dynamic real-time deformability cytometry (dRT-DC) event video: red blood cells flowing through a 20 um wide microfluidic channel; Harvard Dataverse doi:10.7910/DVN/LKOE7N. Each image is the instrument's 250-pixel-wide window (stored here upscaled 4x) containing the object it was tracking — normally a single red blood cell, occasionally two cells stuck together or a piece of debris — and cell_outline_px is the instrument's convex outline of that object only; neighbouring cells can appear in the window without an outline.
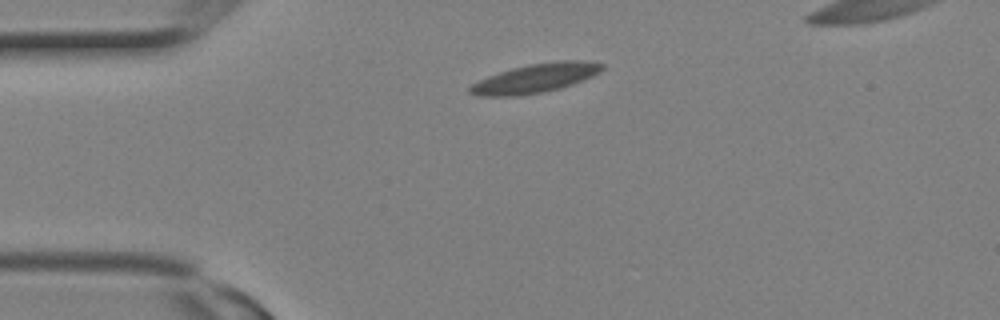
{"species": "Egyptian fruit bat (a non-hibernating species)", "species_latin": "Rousettus aegyptiacus", "temperature_condition": "room temperature", "stored_images_in_passage": 2, "camera_frame_rate_fps": 3000, "um_per_image_px": 0.085, "animal": {"sex": "female"}, "frame": {"image": 1, "passage_image": 2, "time_ms": 0.333, "image_size_px": [1000, 320], "cell_outline_px": [[604, 68], [600, 72], [584, 80], [560, 88], [544, 92], [516, 96], [476, 96], [468, 92], [468, 88], [472, 84], [488, 76], [512, 68], [528, 64], [560, 60], [580, 60], [604, 64]], "centroid_in_image_um": [45.51, 6.65], "position_along_channel_um": 39.5, "area_um2": 22.37}}